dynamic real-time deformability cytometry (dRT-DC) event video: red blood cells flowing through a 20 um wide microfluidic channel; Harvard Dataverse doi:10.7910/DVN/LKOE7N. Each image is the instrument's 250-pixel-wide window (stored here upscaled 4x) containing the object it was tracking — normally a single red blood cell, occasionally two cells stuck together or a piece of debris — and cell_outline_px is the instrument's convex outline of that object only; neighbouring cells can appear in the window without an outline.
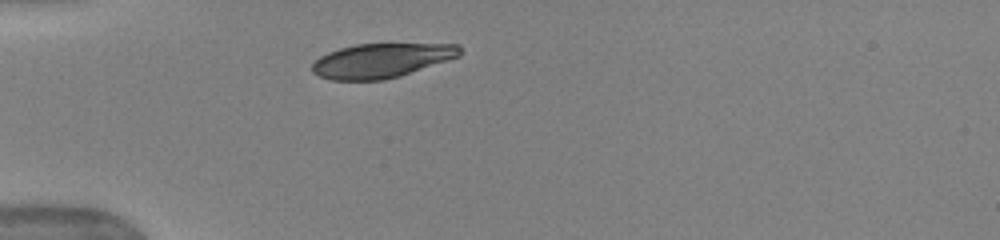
{"species": "human", "species_latin": "Homo sapiens", "temperature_condition": "warm", "stored_images_in_passage": 37, "camera_frame_rate_fps": 3000, "um_per_image_px": 0.085, "donor": {"sex": "female"}, "frame": {"image": 1, "passage_image": 1, "time_ms": 0.0, "image_size_px": [1000, 240], "cell_outline_px": [[460, 56], [400, 76], [384, 80], [332, 80], [320, 76], [312, 72], [312, 64], [320, 56], [328, 52], [340, 48], [356, 44], [460, 44]], "centroid_in_image_um": [32.41, 5.14], "position_along_channel_um": 52.6, "area_um2": 29.42}}
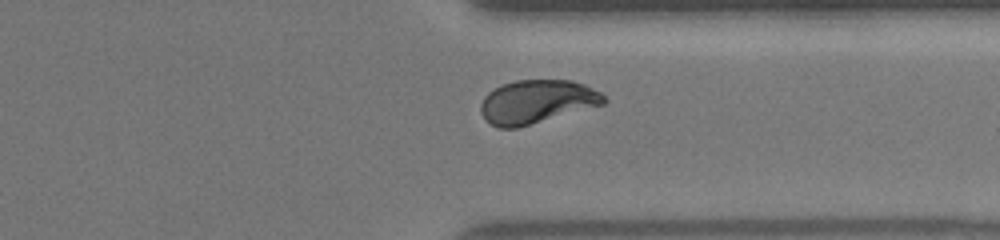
{"frame": {"image": 2, "passage_image": 26, "time_ms": 8.333, "image_size_px": [1000, 240], "cell_outline_px": [[608, 100], [604, 104], [516, 128], [496, 128], [480, 112], [480, 104], [484, 96], [488, 92], [504, 84], [516, 80], [572, 80], [584, 84], [600, 92]], "centroid_in_image_um": [45.63, 8.64], "position_along_channel_um": 365.8, "area_um2": 30.98}}
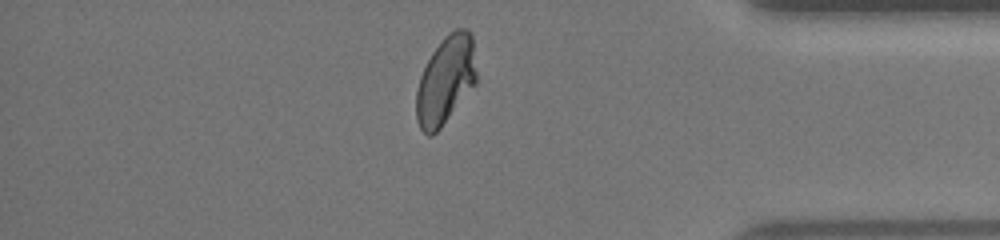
{"frame": {"image": 3, "passage_image": 30, "time_ms": 9.667, "image_size_px": [1000, 240], "cell_outline_px": [[476, 84], [440, 128], [432, 136], [428, 136], [420, 128], [416, 120], [416, 92], [420, 76], [432, 52], [444, 36], [448, 32], [456, 28], [468, 28], [472, 32], [476, 72]], "centroid_in_image_um": [37.88, 6.8], "position_along_channel_um": 397.3, "area_um2": 31.04}, "authors_computed_cell_mechanics": {"area_um2": 31.212, "velocity_mm_per_s": 3.9442, "shape_relaxation_time_tau1_ms": 3.7191, "shape_relaxation_time_tau2_ms": null, "deformation_change_tau1": 0.1522, "deformation_change_tau2": null}}